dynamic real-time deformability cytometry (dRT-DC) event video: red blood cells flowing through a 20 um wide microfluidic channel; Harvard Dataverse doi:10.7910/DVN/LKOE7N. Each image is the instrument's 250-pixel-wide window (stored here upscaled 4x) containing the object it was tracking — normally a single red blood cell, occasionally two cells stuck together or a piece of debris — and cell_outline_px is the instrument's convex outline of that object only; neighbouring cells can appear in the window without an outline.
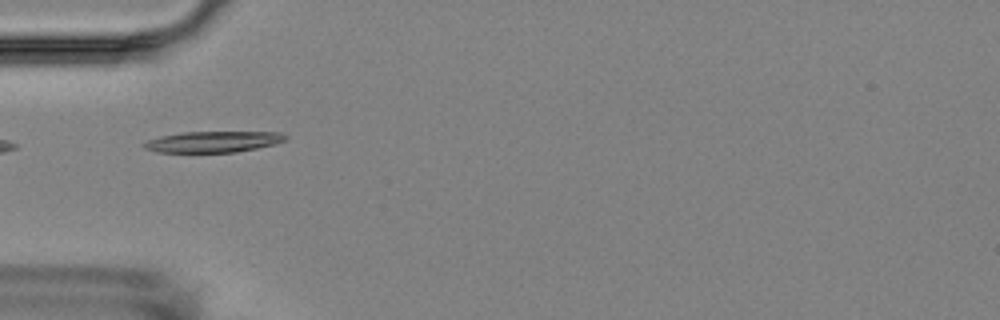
{"species": "Egyptian fruit bat (a non-hibernating species)", "species_latin": "Rousettus aegyptiacus", "temperature_condition": "room temperature", "stored_images_in_passage": 16, "camera_frame_rate_fps": 3000, "um_per_image_px": 0.085, "animal": {"sex": "female"}, "frame": {"image": 1, "passage_image": 5, "time_ms": 4.667, "image_size_px": [1000, 320], "cell_outline_px": [[288, 140], [276, 144], [236, 152], [156, 152], [144, 148], [140, 144], [148, 140], [160, 136], [184, 132], [280, 132], [288, 136]], "centroid_in_image_um": [18.13, 12.05], "position_along_channel_um": 66.9, "area_um2": 17.46}}
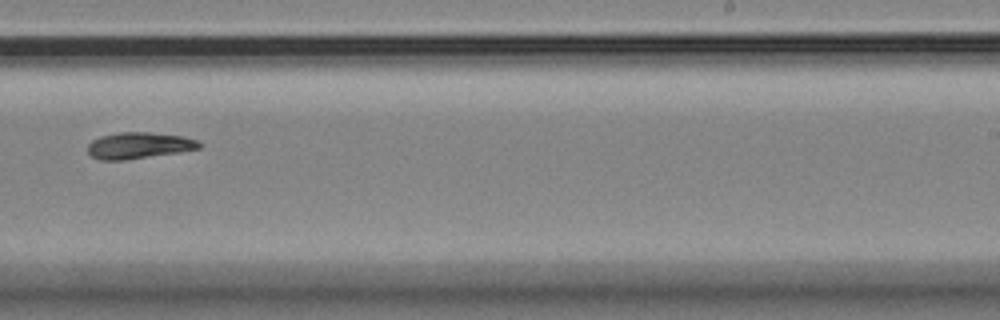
{"frame": {"image": 2, "passage_image": 10, "time_ms": 10.667, "image_size_px": [1000, 320], "cell_outline_px": [[200, 148], [180, 152], [124, 160], [100, 160], [92, 156], [88, 152], [88, 144], [92, 140], [100, 136], [120, 132], [148, 132], [184, 136], [200, 140]], "centroid_in_image_um": [11.82, 12.36], "position_along_channel_um": 277.2, "area_um2": 17.17}}
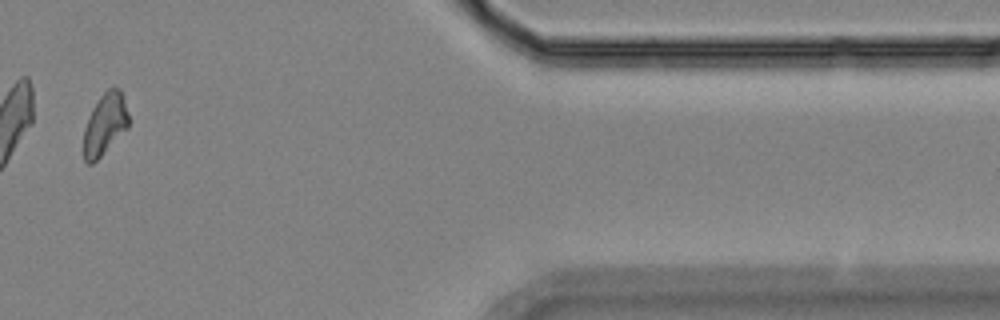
{"frame": {"image": 3, "passage_image": 14, "time_ms": 15.333, "image_size_px": [1000, 320], "cell_outline_px": [[128, 128], [92, 164], [88, 164], [84, 160], [84, 128], [88, 116], [92, 108], [100, 96], [108, 88], [120, 88], [124, 96], [128, 116]], "centroid_in_image_um": [8.92, 10.53], "position_along_channel_um": 402.5, "area_um2": 16.07}}